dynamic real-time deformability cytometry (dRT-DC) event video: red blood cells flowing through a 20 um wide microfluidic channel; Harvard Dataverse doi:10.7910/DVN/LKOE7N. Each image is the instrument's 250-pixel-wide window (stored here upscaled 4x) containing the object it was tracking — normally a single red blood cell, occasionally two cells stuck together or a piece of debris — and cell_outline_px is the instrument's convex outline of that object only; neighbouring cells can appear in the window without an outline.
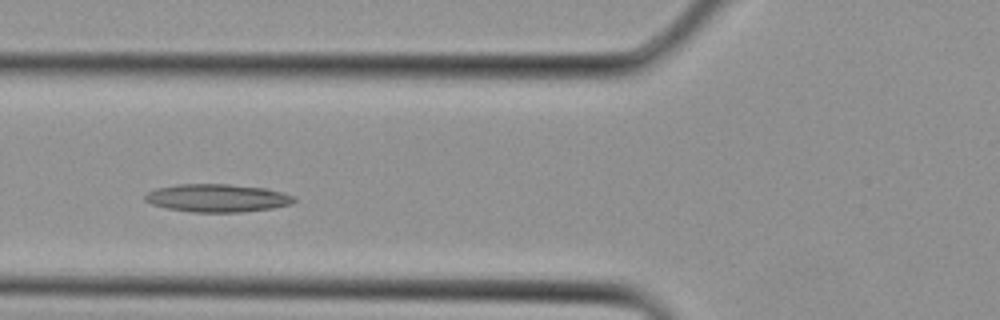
{"species": "Egyptian fruit bat (a non-hibernating species)", "species_latin": "Rousettus aegyptiacus", "temperature_condition": "cold", "stored_images_in_passage": 15, "camera_frame_rate_fps": 3000, "um_per_image_px": 0.085, "animal": {"sex": "female"}, "frame": {"image": 1, "passage_image": 4, "time_ms": 1.0, "image_size_px": [1000, 320], "cell_outline_px": [[296, 200], [292, 204], [272, 208], [240, 212], [192, 212], [168, 208], [152, 204], [144, 200], [144, 196], [148, 192], [156, 188], [180, 184], [228, 184], [268, 188], [296, 196]], "centroid_in_image_um": [18.51, 16.83], "position_along_channel_um": 107.3, "area_um2": 24.33}}
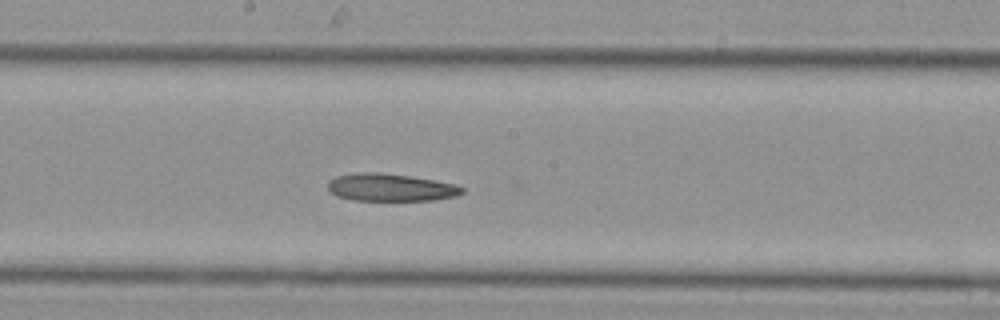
{"frame": {"image": 2, "passage_image": 9, "time_ms": 2.667, "image_size_px": [1000, 320], "cell_outline_px": [[464, 192], [456, 196], [432, 200], [352, 200], [336, 196], [328, 188], [328, 180], [336, 176], [356, 172], [380, 172], [408, 176], [456, 184], [464, 188]], "centroid_in_image_um": [33.17, 15.93], "position_along_channel_um": 215.0, "area_um2": 21.5}}
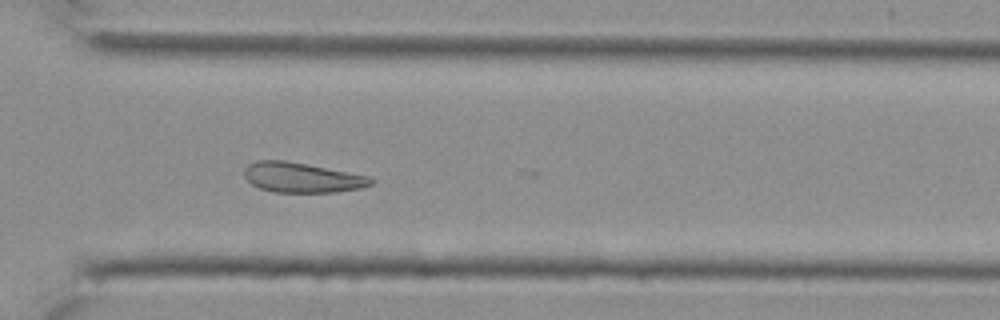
{"frame": {"image": 3, "passage_image": 15, "time_ms": 4.667, "image_size_px": [1000, 320], "cell_outline_px": [[376, 180], [372, 184], [360, 188], [336, 192], [272, 192], [260, 188], [252, 184], [244, 176], [244, 168], [248, 164], [256, 160], [284, 160], [368, 176]], "centroid_in_image_um": [25.64, 15.09], "position_along_channel_um": 345.0, "area_um2": 21.96}}